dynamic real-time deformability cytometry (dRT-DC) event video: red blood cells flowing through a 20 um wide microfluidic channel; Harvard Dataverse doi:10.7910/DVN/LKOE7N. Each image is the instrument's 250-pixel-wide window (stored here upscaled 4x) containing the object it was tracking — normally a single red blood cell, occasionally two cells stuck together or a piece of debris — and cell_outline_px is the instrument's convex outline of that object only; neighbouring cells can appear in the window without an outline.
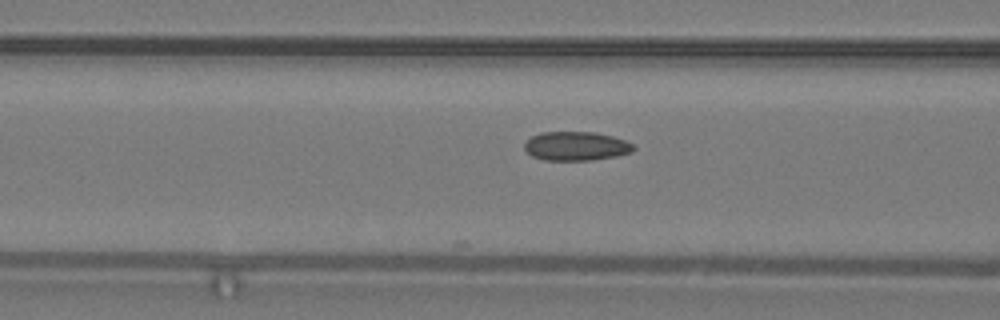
{"species": "common noctule bat (a hibernating species)", "species_latin": "Nyctalus noctula", "temperature_condition": "warm", "stored_images_in_passage": 5, "camera_frame_rate_fps": 3000, "um_per_image_px": 0.085, "animal": {"sex": "male", "body_mass_g": 19.2, "forearm_length_mm": 51.8}, "frame": {"image": 1, "passage_image": 5, "time_ms": 1.333, "image_size_px": [1000, 320], "cell_outline_px": [[636, 148], [632, 152], [616, 156], [592, 160], [544, 160], [532, 156], [524, 148], [524, 144], [532, 136], [540, 132], [596, 132], [612, 136], [624, 140], [632, 144]], "centroid_in_image_um": [48.97, 12.42], "position_along_channel_um": 117.6, "area_um2": 18.38}}